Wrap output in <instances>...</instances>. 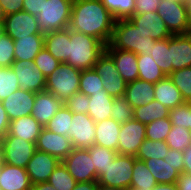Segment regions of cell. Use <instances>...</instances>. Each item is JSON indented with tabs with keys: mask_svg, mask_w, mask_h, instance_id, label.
Returning <instances> with one entry per match:
<instances>
[{
	"mask_svg": "<svg viewBox=\"0 0 191 190\" xmlns=\"http://www.w3.org/2000/svg\"><path fill=\"white\" fill-rule=\"evenodd\" d=\"M97 181L77 182L72 190H97Z\"/></svg>",
	"mask_w": 191,
	"mask_h": 190,
	"instance_id": "680465c9",
	"label": "cell"
},
{
	"mask_svg": "<svg viewBox=\"0 0 191 190\" xmlns=\"http://www.w3.org/2000/svg\"><path fill=\"white\" fill-rule=\"evenodd\" d=\"M145 35L129 19L116 20L109 44L114 49L130 51L137 55H150L152 43L156 40Z\"/></svg>",
	"mask_w": 191,
	"mask_h": 190,
	"instance_id": "3957f363",
	"label": "cell"
},
{
	"mask_svg": "<svg viewBox=\"0 0 191 190\" xmlns=\"http://www.w3.org/2000/svg\"><path fill=\"white\" fill-rule=\"evenodd\" d=\"M187 129L191 131V102H187Z\"/></svg>",
	"mask_w": 191,
	"mask_h": 190,
	"instance_id": "6125c7cd",
	"label": "cell"
},
{
	"mask_svg": "<svg viewBox=\"0 0 191 190\" xmlns=\"http://www.w3.org/2000/svg\"><path fill=\"white\" fill-rule=\"evenodd\" d=\"M48 182L57 190H72L77 183L62 162L54 169Z\"/></svg>",
	"mask_w": 191,
	"mask_h": 190,
	"instance_id": "60d3db41",
	"label": "cell"
},
{
	"mask_svg": "<svg viewBox=\"0 0 191 190\" xmlns=\"http://www.w3.org/2000/svg\"><path fill=\"white\" fill-rule=\"evenodd\" d=\"M74 0H45L37 22L41 34L64 30L69 27L72 5Z\"/></svg>",
	"mask_w": 191,
	"mask_h": 190,
	"instance_id": "277c9868",
	"label": "cell"
},
{
	"mask_svg": "<svg viewBox=\"0 0 191 190\" xmlns=\"http://www.w3.org/2000/svg\"><path fill=\"white\" fill-rule=\"evenodd\" d=\"M115 20L129 19L135 11V0H101Z\"/></svg>",
	"mask_w": 191,
	"mask_h": 190,
	"instance_id": "74e56055",
	"label": "cell"
},
{
	"mask_svg": "<svg viewBox=\"0 0 191 190\" xmlns=\"http://www.w3.org/2000/svg\"><path fill=\"white\" fill-rule=\"evenodd\" d=\"M13 41L15 60L34 61L36 55L44 47L43 34H31L27 37H21Z\"/></svg>",
	"mask_w": 191,
	"mask_h": 190,
	"instance_id": "83f0119b",
	"label": "cell"
},
{
	"mask_svg": "<svg viewBox=\"0 0 191 190\" xmlns=\"http://www.w3.org/2000/svg\"><path fill=\"white\" fill-rule=\"evenodd\" d=\"M103 83L100 75L94 68L81 71L79 91L90 96L92 93L102 92Z\"/></svg>",
	"mask_w": 191,
	"mask_h": 190,
	"instance_id": "ab89813d",
	"label": "cell"
},
{
	"mask_svg": "<svg viewBox=\"0 0 191 190\" xmlns=\"http://www.w3.org/2000/svg\"><path fill=\"white\" fill-rule=\"evenodd\" d=\"M188 8H191V0H187V4Z\"/></svg>",
	"mask_w": 191,
	"mask_h": 190,
	"instance_id": "2644e50d",
	"label": "cell"
},
{
	"mask_svg": "<svg viewBox=\"0 0 191 190\" xmlns=\"http://www.w3.org/2000/svg\"><path fill=\"white\" fill-rule=\"evenodd\" d=\"M68 137L74 148L92 147L96 137L94 120L88 114L72 113Z\"/></svg>",
	"mask_w": 191,
	"mask_h": 190,
	"instance_id": "4fadbf2b",
	"label": "cell"
},
{
	"mask_svg": "<svg viewBox=\"0 0 191 190\" xmlns=\"http://www.w3.org/2000/svg\"><path fill=\"white\" fill-rule=\"evenodd\" d=\"M137 65L139 70L138 79L155 84L166 77L151 55H137Z\"/></svg>",
	"mask_w": 191,
	"mask_h": 190,
	"instance_id": "1f68e13d",
	"label": "cell"
},
{
	"mask_svg": "<svg viewBox=\"0 0 191 190\" xmlns=\"http://www.w3.org/2000/svg\"><path fill=\"white\" fill-rule=\"evenodd\" d=\"M157 13L172 35L189 33V8L172 0H161Z\"/></svg>",
	"mask_w": 191,
	"mask_h": 190,
	"instance_id": "52a82bcc",
	"label": "cell"
},
{
	"mask_svg": "<svg viewBox=\"0 0 191 190\" xmlns=\"http://www.w3.org/2000/svg\"><path fill=\"white\" fill-rule=\"evenodd\" d=\"M5 18H6V15L4 13L2 5L0 4V22H4Z\"/></svg>",
	"mask_w": 191,
	"mask_h": 190,
	"instance_id": "03108f58",
	"label": "cell"
},
{
	"mask_svg": "<svg viewBox=\"0 0 191 190\" xmlns=\"http://www.w3.org/2000/svg\"><path fill=\"white\" fill-rule=\"evenodd\" d=\"M4 24L6 34L13 40L27 37L31 34H41L37 16L25 11L7 15Z\"/></svg>",
	"mask_w": 191,
	"mask_h": 190,
	"instance_id": "9a60e30c",
	"label": "cell"
},
{
	"mask_svg": "<svg viewBox=\"0 0 191 190\" xmlns=\"http://www.w3.org/2000/svg\"><path fill=\"white\" fill-rule=\"evenodd\" d=\"M62 163L76 182L97 181V172L88 149L74 148Z\"/></svg>",
	"mask_w": 191,
	"mask_h": 190,
	"instance_id": "ba28073f",
	"label": "cell"
},
{
	"mask_svg": "<svg viewBox=\"0 0 191 190\" xmlns=\"http://www.w3.org/2000/svg\"><path fill=\"white\" fill-rule=\"evenodd\" d=\"M5 15H10L23 9V0H0Z\"/></svg>",
	"mask_w": 191,
	"mask_h": 190,
	"instance_id": "f5cc1de1",
	"label": "cell"
},
{
	"mask_svg": "<svg viewBox=\"0 0 191 190\" xmlns=\"http://www.w3.org/2000/svg\"><path fill=\"white\" fill-rule=\"evenodd\" d=\"M6 34L4 22H0V37Z\"/></svg>",
	"mask_w": 191,
	"mask_h": 190,
	"instance_id": "003e7915",
	"label": "cell"
},
{
	"mask_svg": "<svg viewBox=\"0 0 191 190\" xmlns=\"http://www.w3.org/2000/svg\"><path fill=\"white\" fill-rule=\"evenodd\" d=\"M169 113L170 110L166 106L154 99L144 106L134 108L133 119L147 125L159 118H168Z\"/></svg>",
	"mask_w": 191,
	"mask_h": 190,
	"instance_id": "4dcf8cb0",
	"label": "cell"
},
{
	"mask_svg": "<svg viewBox=\"0 0 191 190\" xmlns=\"http://www.w3.org/2000/svg\"><path fill=\"white\" fill-rule=\"evenodd\" d=\"M1 190H31L32 183L25 168L4 163L0 167Z\"/></svg>",
	"mask_w": 191,
	"mask_h": 190,
	"instance_id": "7402d4cb",
	"label": "cell"
},
{
	"mask_svg": "<svg viewBox=\"0 0 191 190\" xmlns=\"http://www.w3.org/2000/svg\"><path fill=\"white\" fill-rule=\"evenodd\" d=\"M105 47L101 40L69 29V57L65 63L80 71L91 69Z\"/></svg>",
	"mask_w": 191,
	"mask_h": 190,
	"instance_id": "7a4b0ae2",
	"label": "cell"
},
{
	"mask_svg": "<svg viewBox=\"0 0 191 190\" xmlns=\"http://www.w3.org/2000/svg\"><path fill=\"white\" fill-rule=\"evenodd\" d=\"M36 93L18 89L2 101L10 121L31 115Z\"/></svg>",
	"mask_w": 191,
	"mask_h": 190,
	"instance_id": "e0dca14e",
	"label": "cell"
},
{
	"mask_svg": "<svg viewBox=\"0 0 191 190\" xmlns=\"http://www.w3.org/2000/svg\"><path fill=\"white\" fill-rule=\"evenodd\" d=\"M81 71L67 63L60 65L46 77L45 90L65 102L79 91Z\"/></svg>",
	"mask_w": 191,
	"mask_h": 190,
	"instance_id": "5b68a950",
	"label": "cell"
},
{
	"mask_svg": "<svg viewBox=\"0 0 191 190\" xmlns=\"http://www.w3.org/2000/svg\"><path fill=\"white\" fill-rule=\"evenodd\" d=\"M124 97L133 109L144 106L155 99L154 84L141 79L129 82Z\"/></svg>",
	"mask_w": 191,
	"mask_h": 190,
	"instance_id": "cb8c5ba5",
	"label": "cell"
},
{
	"mask_svg": "<svg viewBox=\"0 0 191 190\" xmlns=\"http://www.w3.org/2000/svg\"><path fill=\"white\" fill-rule=\"evenodd\" d=\"M93 160V165L95 166L97 172V179L104 173L105 168L114 161L117 151L107 149L99 145H93L87 148Z\"/></svg>",
	"mask_w": 191,
	"mask_h": 190,
	"instance_id": "d590c367",
	"label": "cell"
},
{
	"mask_svg": "<svg viewBox=\"0 0 191 190\" xmlns=\"http://www.w3.org/2000/svg\"><path fill=\"white\" fill-rule=\"evenodd\" d=\"M60 163L61 161L58 158L36 150L25 168L32 185L47 182Z\"/></svg>",
	"mask_w": 191,
	"mask_h": 190,
	"instance_id": "2e32d148",
	"label": "cell"
},
{
	"mask_svg": "<svg viewBox=\"0 0 191 190\" xmlns=\"http://www.w3.org/2000/svg\"><path fill=\"white\" fill-rule=\"evenodd\" d=\"M4 164L3 145L0 139V167Z\"/></svg>",
	"mask_w": 191,
	"mask_h": 190,
	"instance_id": "e7e4bbea",
	"label": "cell"
},
{
	"mask_svg": "<svg viewBox=\"0 0 191 190\" xmlns=\"http://www.w3.org/2000/svg\"><path fill=\"white\" fill-rule=\"evenodd\" d=\"M129 20L140 28L146 37H152L154 40H164L172 36L157 11L133 15Z\"/></svg>",
	"mask_w": 191,
	"mask_h": 190,
	"instance_id": "ac0fdd59",
	"label": "cell"
},
{
	"mask_svg": "<svg viewBox=\"0 0 191 190\" xmlns=\"http://www.w3.org/2000/svg\"><path fill=\"white\" fill-rule=\"evenodd\" d=\"M176 185L179 190H191V174L180 173Z\"/></svg>",
	"mask_w": 191,
	"mask_h": 190,
	"instance_id": "9f6ffc18",
	"label": "cell"
},
{
	"mask_svg": "<svg viewBox=\"0 0 191 190\" xmlns=\"http://www.w3.org/2000/svg\"><path fill=\"white\" fill-rule=\"evenodd\" d=\"M114 97L110 96L104 89L102 92L92 93L89 96L88 115L95 123L111 118Z\"/></svg>",
	"mask_w": 191,
	"mask_h": 190,
	"instance_id": "f546056e",
	"label": "cell"
},
{
	"mask_svg": "<svg viewBox=\"0 0 191 190\" xmlns=\"http://www.w3.org/2000/svg\"><path fill=\"white\" fill-rule=\"evenodd\" d=\"M172 128L170 118H159L146 125V139L152 141H165Z\"/></svg>",
	"mask_w": 191,
	"mask_h": 190,
	"instance_id": "7bdbcfd3",
	"label": "cell"
},
{
	"mask_svg": "<svg viewBox=\"0 0 191 190\" xmlns=\"http://www.w3.org/2000/svg\"><path fill=\"white\" fill-rule=\"evenodd\" d=\"M63 105L64 102L62 100L44 90L36 93L31 115L45 127Z\"/></svg>",
	"mask_w": 191,
	"mask_h": 190,
	"instance_id": "44dd1931",
	"label": "cell"
},
{
	"mask_svg": "<svg viewBox=\"0 0 191 190\" xmlns=\"http://www.w3.org/2000/svg\"><path fill=\"white\" fill-rule=\"evenodd\" d=\"M144 163L159 184L176 183L179 174L183 172L184 168V165L171 164L167 157L164 159L150 158L144 160Z\"/></svg>",
	"mask_w": 191,
	"mask_h": 190,
	"instance_id": "603a6c76",
	"label": "cell"
},
{
	"mask_svg": "<svg viewBox=\"0 0 191 190\" xmlns=\"http://www.w3.org/2000/svg\"><path fill=\"white\" fill-rule=\"evenodd\" d=\"M145 129L146 125L135 119L121 124L117 153L136 156L139 147L146 139Z\"/></svg>",
	"mask_w": 191,
	"mask_h": 190,
	"instance_id": "7c38bea8",
	"label": "cell"
},
{
	"mask_svg": "<svg viewBox=\"0 0 191 190\" xmlns=\"http://www.w3.org/2000/svg\"><path fill=\"white\" fill-rule=\"evenodd\" d=\"M19 89L18 79L11 67L0 69V101Z\"/></svg>",
	"mask_w": 191,
	"mask_h": 190,
	"instance_id": "ee69618b",
	"label": "cell"
},
{
	"mask_svg": "<svg viewBox=\"0 0 191 190\" xmlns=\"http://www.w3.org/2000/svg\"><path fill=\"white\" fill-rule=\"evenodd\" d=\"M14 61V41L4 34L0 37V67H10Z\"/></svg>",
	"mask_w": 191,
	"mask_h": 190,
	"instance_id": "7dc6e473",
	"label": "cell"
},
{
	"mask_svg": "<svg viewBox=\"0 0 191 190\" xmlns=\"http://www.w3.org/2000/svg\"><path fill=\"white\" fill-rule=\"evenodd\" d=\"M105 52L113 59L119 75L127 83L138 79L137 54L114 49L110 44L106 45Z\"/></svg>",
	"mask_w": 191,
	"mask_h": 190,
	"instance_id": "ffe728a7",
	"label": "cell"
},
{
	"mask_svg": "<svg viewBox=\"0 0 191 190\" xmlns=\"http://www.w3.org/2000/svg\"><path fill=\"white\" fill-rule=\"evenodd\" d=\"M132 171L130 188L134 190H152L156 186L157 182L144 161L136 159Z\"/></svg>",
	"mask_w": 191,
	"mask_h": 190,
	"instance_id": "d6a6232c",
	"label": "cell"
},
{
	"mask_svg": "<svg viewBox=\"0 0 191 190\" xmlns=\"http://www.w3.org/2000/svg\"><path fill=\"white\" fill-rule=\"evenodd\" d=\"M112 107L111 118L119 124L133 119V108L124 96L115 97Z\"/></svg>",
	"mask_w": 191,
	"mask_h": 190,
	"instance_id": "f6af8a7d",
	"label": "cell"
},
{
	"mask_svg": "<svg viewBox=\"0 0 191 190\" xmlns=\"http://www.w3.org/2000/svg\"><path fill=\"white\" fill-rule=\"evenodd\" d=\"M115 21L101 0H74L68 28L108 45Z\"/></svg>",
	"mask_w": 191,
	"mask_h": 190,
	"instance_id": "6da1fadb",
	"label": "cell"
},
{
	"mask_svg": "<svg viewBox=\"0 0 191 190\" xmlns=\"http://www.w3.org/2000/svg\"><path fill=\"white\" fill-rule=\"evenodd\" d=\"M31 190H57L48 181L43 183L33 184Z\"/></svg>",
	"mask_w": 191,
	"mask_h": 190,
	"instance_id": "91938a15",
	"label": "cell"
},
{
	"mask_svg": "<svg viewBox=\"0 0 191 190\" xmlns=\"http://www.w3.org/2000/svg\"><path fill=\"white\" fill-rule=\"evenodd\" d=\"M189 26H191V8H189Z\"/></svg>",
	"mask_w": 191,
	"mask_h": 190,
	"instance_id": "89a4df30",
	"label": "cell"
},
{
	"mask_svg": "<svg viewBox=\"0 0 191 190\" xmlns=\"http://www.w3.org/2000/svg\"><path fill=\"white\" fill-rule=\"evenodd\" d=\"M4 163L11 166L26 168L27 163L36 151V144L12 135L2 139Z\"/></svg>",
	"mask_w": 191,
	"mask_h": 190,
	"instance_id": "30bf717a",
	"label": "cell"
},
{
	"mask_svg": "<svg viewBox=\"0 0 191 190\" xmlns=\"http://www.w3.org/2000/svg\"><path fill=\"white\" fill-rule=\"evenodd\" d=\"M135 156L117 154L97 179L98 184L125 190L130 188Z\"/></svg>",
	"mask_w": 191,
	"mask_h": 190,
	"instance_id": "8992f818",
	"label": "cell"
},
{
	"mask_svg": "<svg viewBox=\"0 0 191 190\" xmlns=\"http://www.w3.org/2000/svg\"><path fill=\"white\" fill-rule=\"evenodd\" d=\"M165 142L169 149L184 151L191 145V131L185 127L172 126Z\"/></svg>",
	"mask_w": 191,
	"mask_h": 190,
	"instance_id": "f35d334b",
	"label": "cell"
},
{
	"mask_svg": "<svg viewBox=\"0 0 191 190\" xmlns=\"http://www.w3.org/2000/svg\"><path fill=\"white\" fill-rule=\"evenodd\" d=\"M43 126L32 116H23L10 121L8 133L25 141L36 144Z\"/></svg>",
	"mask_w": 191,
	"mask_h": 190,
	"instance_id": "d4e9b609",
	"label": "cell"
},
{
	"mask_svg": "<svg viewBox=\"0 0 191 190\" xmlns=\"http://www.w3.org/2000/svg\"><path fill=\"white\" fill-rule=\"evenodd\" d=\"M9 124L10 119L2 105V101H0V139H2L8 133Z\"/></svg>",
	"mask_w": 191,
	"mask_h": 190,
	"instance_id": "db71d44e",
	"label": "cell"
},
{
	"mask_svg": "<svg viewBox=\"0 0 191 190\" xmlns=\"http://www.w3.org/2000/svg\"><path fill=\"white\" fill-rule=\"evenodd\" d=\"M150 55L166 76H169L172 73V64H170L169 38L164 40H156L153 42Z\"/></svg>",
	"mask_w": 191,
	"mask_h": 190,
	"instance_id": "836d02e7",
	"label": "cell"
},
{
	"mask_svg": "<svg viewBox=\"0 0 191 190\" xmlns=\"http://www.w3.org/2000/svg\"><path fill=\"white\" fill-rule=\"evenodd\" d=\"M154 95L155 100L162 103L169 110L185 103L181 92L174 85L169 76H166L154 84Z\"/></svg>",
	"mask_w": 191,
	"mask_h": 190,
	"instance_id": "4316f807",
	"label": "cell"
},
{
	"mask_svg": "<svg viewBox=\"0 0 191 190\" xmlns=\"http://www.w3.org/2000/svg\"><path fill=\"white\" fill-rule=\"evenodd\" d=\"M152 190H179L176 183L171 184H159L157 183L156 186Z\"/></svg>",
	"mask_w": 191,
	"mask_h": 190,
	"instance_id": "94428289",
	"label": "cell"
},
{
	"mask_svg": "<svg viewBox=\"0 0 191 190\" xmlns=\"http://www.w3.org/2000/svg\"><path fill=\"white\" fill-rule=\"evenodd\" d=\"M161 0H135V11L133 15L148 12H156Z\"/></svg>",
	"mask_w": 191,
	"mask_h": 190,
	"instance_id": "f907efd6",
	"label": "cell"
},
{
	"mask_svg": "<svg viewBox=\"0 0 191 190\" xmlns=\"http://www.w3.org/2000/svg\"><path fill=\"white\" fill-rule=\"evenodd\" d=\"M169 78L179 89L185 102H191V66L173 71Z\"/></svg>",
	"mask_w": 191,
	"mask_h": 190,
	"instance_id": "b9f144b4",
	"label": "cell"
},
{
	"mask_svg": "<svg viewBox=\"0 0 191 190\" xmlns=\"http://www.w3.org/2000/svg\"><path fill=\"white\" fill-rule=\"evenodd\" d=\"M44 47L55 59L65 63L69 57V28L45 34Z\"/></svg>",
	"mask_w": 191,
	"mask_h": 190,
	"instance_id": "f1b7e54d",
	"label": "cell"
},
{
	"mask_svg": "<svg viewBox=\"0 0 191 190\" xmlns=\"http://www.w3.org/2000/svg\"><path fill=\"white\" fill-rule=\"evenodd\" d=\"M165 157L173 165H184L182 151L169 149Z\"/></svg>",
	"mask_w": 191,
	"mask_h": 190,
	"instance_id": "11a10c76",
	"label": "cell"
},
{
	"mask_svg": "<svg viewBox=\"0 0 191 190\" xmlns=\"http://www.w3.org/2000/svg\"><path fill=\"white\" fill-rule=\"evenodd\" d=\"M121 124L112 118L95 123V143L113 151H117Z\"/></svg>",
	"mask_w": 191,
	"mask_h": 190,
	"instance_id": "484cf974",
	"label": "cell"
},
{
	"mask_svg": "<svg viewBox=\"0 0 191 190\" xmlns=\"http://www.w3.org/2000/svg\"><path fill=\"white\" fill-rule=\"evenodd\" d=\"M64 105L72 113L88 114L89 111V96L84 95L82 92H75L71 98L64 102Z\"/></svg>",
	"mask_w": 191,
	"mask_h": 190,
	"instance_id": "c3c4849f",
	"label": "cell"
},
{
	"mask_svg": "<svg viewBox=\"0 0 191 190\" xmlns=\"http://www.w3.org/2000/svg\"><path fill=\"white\" fill-rule=\"evenodd\" d=\"M71 122L72 112L65 105H63L45 125V128L56 134L65 135L68 137Z\"/></svg>",
	"mask_w": 191,
	"mask_h": 190,
	"instance_id": "8d00e7d4",
	"label": "cell"
},
{
	"mask_svg": "<svg viewBox=\"0 0 191 190\" xmlns=\"http://www.w3.org/2000/svg\"><path fill=\"white\" fill-rule=\"evenodd\" d=\"M170 64L172 72L191 66V34L169 37Z\"/></svg>",
	"mask_w": 191,
	"mask_h": 190,
	"instance_id": "d6986e66",
	"label": "cell"
},
{
	"mask_svg": "<svg viewBox=\"0 0 191 190\" xmlns=\"http://www.w3.org/2000/svg\"><path fill=\"white\" fill-rule=\"evenodd\" d=\"M33 62L45 77L49 76L61 63L45 47L36 55Z\"/></svg>",
	"mask_w": 191,
	"mask_h": 190,
	"instance_id": "bcb514c9",
	"label": "cell"
},
{
	"mask_svg": "<svg viewBox=\"0 0 191 190\" xmlns=\"http://www.w3.org/2000/svg\"><path fill=\"white\" fill-rule=\"evenodd\" d=\"M73 149L74 147L69 137L51 132L45 127L42 128L36 142V150L48 153L58 158L61 162Z\"/></svg>",
	"mask_w": 191,
	"mask_h": 190,
	"instance_id": "5bb4252c",
	"label": "cell"
},
{
	"mask_svg": "<svg viewBox=\"0 0 191 190\" xmlns=\"http://www.w3.org/2000/svg\"><path fill=\"white\" fill-rule=\"evenodd\" d=\"M10 67L17 76L19 89L34 93L45 90L46 77L33 61L15 60Z\"/></svg>",
	"mask_w": 191,
	"mask_h": 190,
	"instance_id": "8fae6325",
	"label": "cell"
},
{
	"mask_svg": "<svg viewBox=\"0 0 191 190\" xmlns=\"http://www.w3.org/2000/svg\"><path fill=\"white\" fill-rule=\"evenodd\" d=\"M100 75L104 90L112 97L124 96L127 82L119 75L113 59L104 52L93 66Z\"/></svg>",
	"mask_w": 191,
	"mask_h": 190,
	"instance_id": "9c48e42d",
	"label": "cell"
},
{
	"mask_svg": "<svg viewBox=\"0 0 191 190\" xmlns=\"http://www.w3.org/2000/svg\"><path fill=\"white\" fill-rule=\"evenodd\" d=\"M169 150L165 141H152L145 139L135 156L136 159L144 161L150 158L164 159Z\"/></svg>",
	"mask_w": 191,
	"mask_h": 190,
	"instance_id": "e575fe53",
	"label": "cell"
},
{
	"mask_svg": "<svg viewBox=\"0 0 191 190\" xmlns=\"http://www.w3.org/2000/svg\"><path fill=\"white\" fill-rule=\"evenodd\" d=\"M183 172L191 174V145L183 151Z\"/></svg>",
	"mask_w": 191,
	"mask_h": 190,
	"instance_id": "6f0895ef",
	"label": "cell"
},
{
	"mask_svg": "<svg viewBox=\"0 0 191 190\" xmlns=\"http://www.w3.org/2000/svg\"><path fill=\"white\" fill-rule=\"evenodd\" d=\"M44 4L45 0H23L22 11L37 16L39 13H41Z\"/></svg>",
	"mask_w": 191,
	"mask_h": 190,
	"instance_id": "816d5d0a",
	"label": "cell"
},
{
	"mask_svg": "<svg viewBox=\"0 0 191 190\" xmlns=\"http://www.w3.org/2000/svg\"><path fill=\"white\" fill-rule=\"evenodd\" d=\"M181 4H187V0H172Z\"/></svg>",
	"mask_w": 191,
	"mask_h": 190,
	"instance_id": "a7ac6f4b",
	"label": "cell"
},
{
	"mask_svg": "<svg viewBox=\"0 0 191 190\" xmlns=\"http://www.w3.org/2000/svg\"><path fill=\"white\" fill-rule=\"evenodd\" d=\"M97 190H122V189L114 188V187H110V186H106V185H102V184H98V189Z\"/></svg>",
	"mask_w": 191,
	"mask_h": 190,
	"instance_id": "be15d7a7",
	"label": "cell"
},
{
	"mask_svg": "<svg viewBox=\"0 0 191 190\" xmlns=\"http://www.w3.org/2000/svg\"><path fill=\"white\" fill-rule=\"evenodd\" d=\"M169 118L172 126L185 127L187 129V102L171 109Z\"/></svg>",
	"mask_w": 191,
	"mask_h": 190,
	"instance_id": "681fc988",
	"label": "cell"
}]
</instances>
